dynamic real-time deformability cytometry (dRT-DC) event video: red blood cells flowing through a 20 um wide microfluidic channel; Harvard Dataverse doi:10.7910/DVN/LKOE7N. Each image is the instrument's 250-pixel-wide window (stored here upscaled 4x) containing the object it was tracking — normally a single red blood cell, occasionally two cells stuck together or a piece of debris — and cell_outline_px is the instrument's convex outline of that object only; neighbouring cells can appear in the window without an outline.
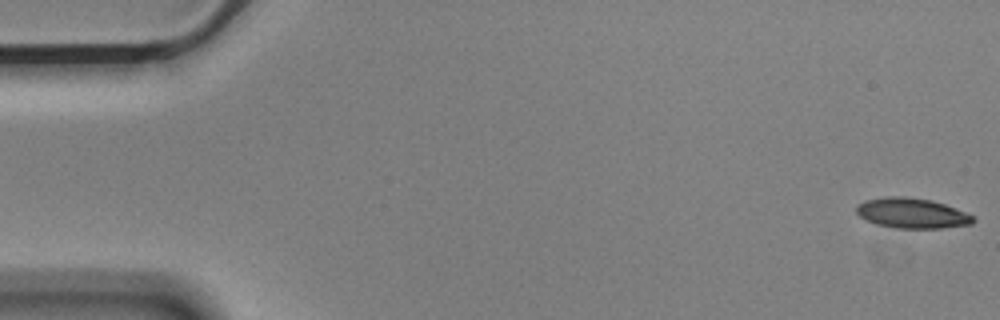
{"species": "Egyptian fruit bat (a non-hibernating species)", "species_latin": "Rousettus aegyptiacus", "temperature_condition": "cold", "stored_images_in_passage": 56, "camera_frame_rate_fps": 3000, "um_per_image_px": 0.085, "animal": {"sex": "male"}, "frame": {"image": 1, "passage_image": 1, "time_ms": 0.0, "image_size_px": [1000, 320], "cell_outline_px": [[976, 220], [972, 224], [940, 228], [896, 228], [876, 224], [860, 216], [856, 212], [856, 204], [864, 200], [884, 196], [904, 196], [932, 200], [956, 208], [976, 216]], "centroid_in_image_um": [77.53, 18.11], "position_along_channel_um": 7.5, "area_um2": 20.75}}
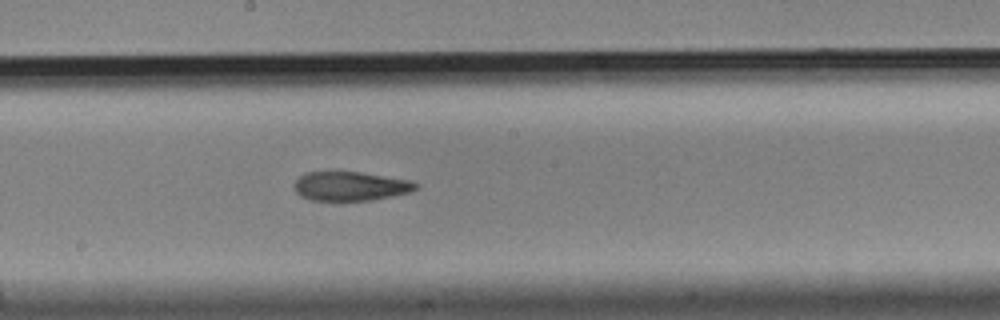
{"frame": {"image": 2, "passage_image": 30, "time_ms": 9.667, "image_size_px": [1000, 320], "cell_outline_px": [[420, 184], [412, 192], [372, 200], [312, 200], [300, 196], [296, 192], [296, 180], [304, 172], [360, 172], [412, 180]], "centroid_in_image_um": [29.84, 15.82], "position_along_channel_um": 218.4, "area_um2": 20.58}}
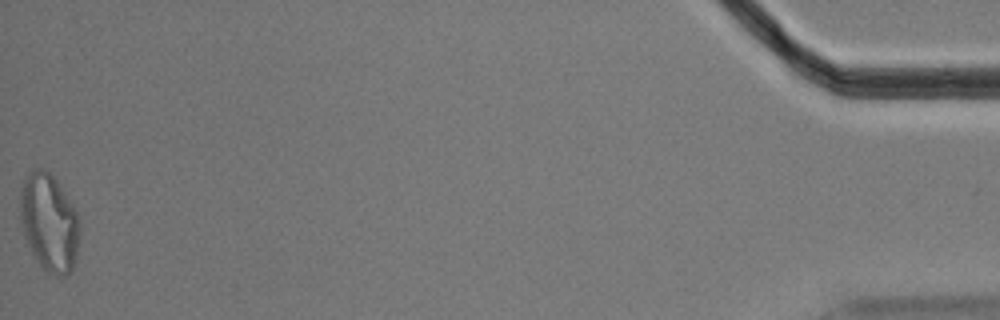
{"frame": {"image": 3, "passage_image": 56, "time_ms": 18.333, "image_size_px": [1000, 320], "cell_outline_px": [[80, 236], [76, 256], [72, 272], [64, 276], [56, 276], [48, 272], [40, 264], [32, 252], [24, 236], [20, 220], [20, 192], [24, 176], [28, 172], [36, 168], [44, 168], [56, 180], [72, 204], [80, 220]], "centroid_in_image_um": [4.18, 18.91], "position_along_channel_um": 431.0, "area_um2": 34.04}, "authors_computed_cell_mechanics": {"area_um2": 21.6461, "velocity_mm_per_s": 3.5893, "shape_relaxation_time_tau1_ms": 6.3135, "shape_relaxation_time_tau2_ms": 3.9929, "deformation_change_tau1": 0.2019, "deformation_change_tau2": 0.1311}}